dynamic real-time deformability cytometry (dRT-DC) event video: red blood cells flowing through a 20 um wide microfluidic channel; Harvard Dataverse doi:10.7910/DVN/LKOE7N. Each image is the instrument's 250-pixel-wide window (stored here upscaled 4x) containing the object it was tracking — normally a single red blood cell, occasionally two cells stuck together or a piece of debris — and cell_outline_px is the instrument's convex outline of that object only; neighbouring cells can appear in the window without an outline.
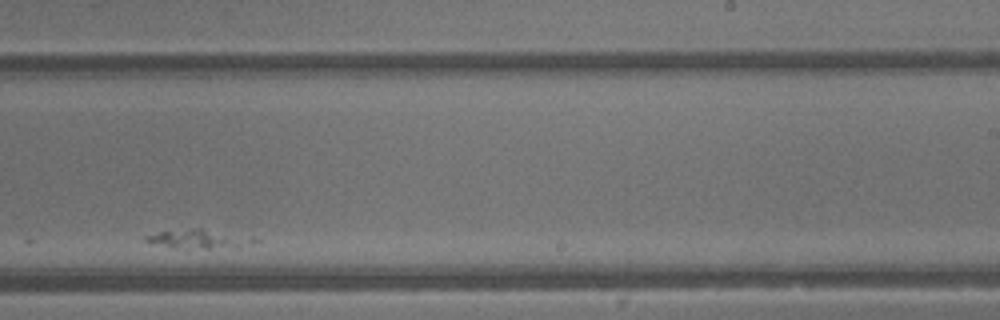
{"species": "common noctule bat (a hibernating species)", "species_latin": "Nyctalus noctula", "temperature_condition": "warm", "stored_images_in_passage": 24, "camera_frame_rate_fps": 3000, "um_per_image_px": 0.085, "animal": {"sex": "male", "body_mass_g": 13.3}, "frame": {"image": 1, "passage_image": 17, "time_ms": 5.333, "image_size_px": [1000, 320], "cell_outline_px": [[260, 240], [256, 244], [236, 248], [172, 248], [144, 240], [144, 236], [160, 232], [192, 228], [200, 228], [252, 236]], "centroid_in_image_um": [17.07, 20.32], "position_along_channel_um": 271.9, "area_um2": 12.25}}